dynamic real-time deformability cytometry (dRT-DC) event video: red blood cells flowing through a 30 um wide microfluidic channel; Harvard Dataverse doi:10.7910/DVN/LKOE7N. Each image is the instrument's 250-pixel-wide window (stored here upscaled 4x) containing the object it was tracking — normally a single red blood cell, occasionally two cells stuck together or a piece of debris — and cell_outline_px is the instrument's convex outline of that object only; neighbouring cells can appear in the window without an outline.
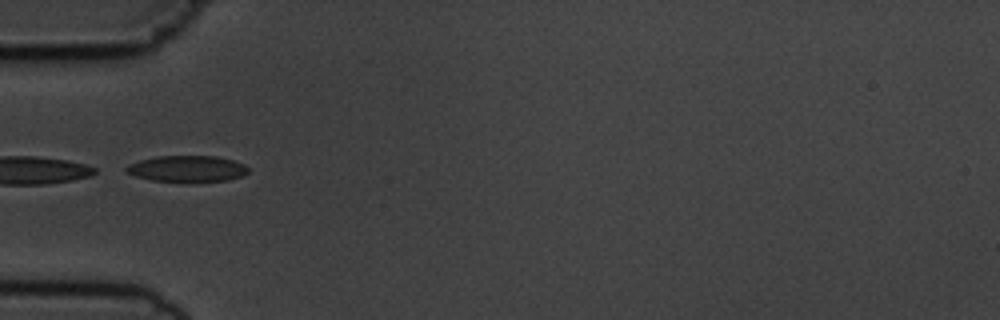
{"species": "common noctule bat (a hibernating species)", "species_latin": "Nyctalus noctula", "temperature_condition": "cold", "stored_images_in_passage": 6, "camera_frame_rate_fps": 3000, "um_per_image_px": 0.085, "animal": {"sex": "male", "body_mass_g": 19.5, "forearm_length_mm": 54.6}, "frame": {"image": 1, "passage_image": 5, "time_ms": 4.667, "image_size_px": [1000, 320], "cell_outline_px": [[248, 172], [244, 176], [228, 180], [192, 184], [184, 184], [152, 180], [136, 176], [124, 172], [124, 168], [128, 164], [140, 160], [156, 156], [216, 156], [232, 160], [244, 164], [248, 168]], "centroid_in_image_um": [15.9, 14.38], "position_along_channel_um": 69.1, "area_um2": 19.48}}